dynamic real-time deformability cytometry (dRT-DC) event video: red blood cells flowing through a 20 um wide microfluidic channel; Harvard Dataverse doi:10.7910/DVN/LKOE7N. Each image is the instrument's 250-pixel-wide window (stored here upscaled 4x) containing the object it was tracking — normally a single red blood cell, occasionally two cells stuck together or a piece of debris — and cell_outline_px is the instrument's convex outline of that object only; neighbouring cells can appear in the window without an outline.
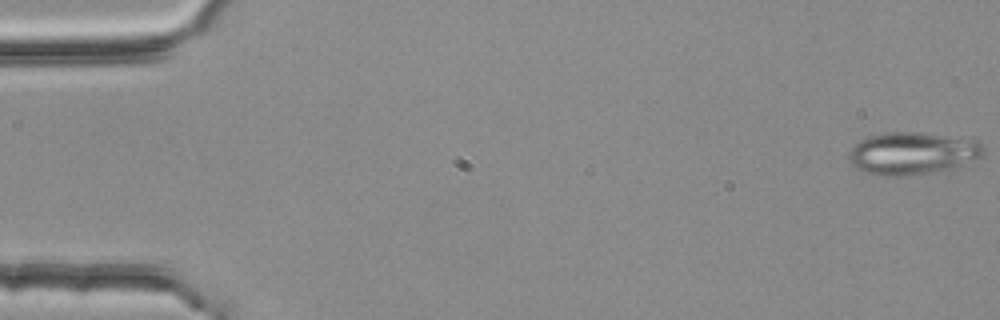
{"species": "common noctule bat (a hibernating species)", "species_latin": "Nyctalus noctula", "temperature_condition": "room temperature", "stored_images_in_passage": 55, "camera_frame_rate_fps": 3000, "um_per_image_px": 0.085, "animal": {"sex": "female", "body_mass_g": 25.1}, "frame": {"image": 1, "passage_image": 1, "time_ms": 0.0, "image_size_px": [1000, 320], "cell_outline_px": [[984, 152], [980, 156], [948, 172], [900, 176], [884, 176], [864, 172], [856, 168], [848, 160], [848, 152], [860, 140], [872, 136], [888, 132], [916, 132], [976, 140], [984, 148]], "centroid_in_image_um": [77.55, 13.06], "position_along_channel_um": 7.4, "area_um2": 33.41}}
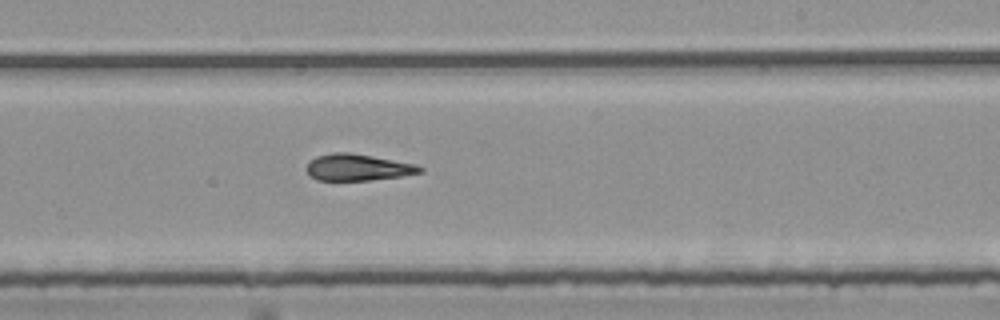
{"frame": {"image": 2, "passage_image": 33, "time_ms": 10.667, "image_size_px": [1000, 320], "cell_outline_px": [[424, 172], [400, 176], [368, 180], [316, 180], [308, 172], [308, 160], [316, 156], [332, 152], [348, 152], [372, 156], [416, 164], [424, 168]], "centroid_in_image_um": [30.42, 14.21], "position_along_channel_um": 258.6, "area_um2": 17.46}}
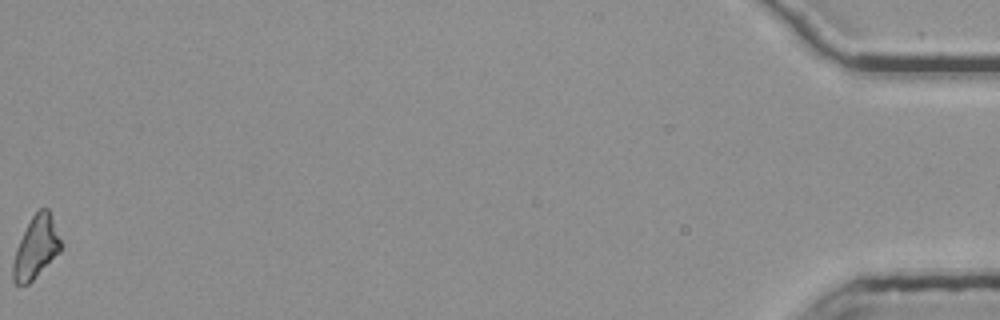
{"frame": {"image": 3, "passage_image": 55, "time_ms": 18.0, "image_size_px": [1000, 320], "cell_outline_px": [[64, 244], [60, 252], [28, 284], [16, 284], [12, 280], [12, 260], [16, 248], [32, 216], [40, 208], [48, 208]], "centroid_in_image_um": [3.07, 21.03], "position_along_channel_um": 432.1, "area_um2": 17.34}, "authors_computed_cell_mechanics": {"area_um2": 18.2648, "velocity_mm_per_s": 3.7852, "shape_relaxation_time_tau1_ms": null, "shape_relaxation_time_tau2_ms": 3.0362, "deformation_change_tau1": null, "deformation_change_tau2": 0.1083}}